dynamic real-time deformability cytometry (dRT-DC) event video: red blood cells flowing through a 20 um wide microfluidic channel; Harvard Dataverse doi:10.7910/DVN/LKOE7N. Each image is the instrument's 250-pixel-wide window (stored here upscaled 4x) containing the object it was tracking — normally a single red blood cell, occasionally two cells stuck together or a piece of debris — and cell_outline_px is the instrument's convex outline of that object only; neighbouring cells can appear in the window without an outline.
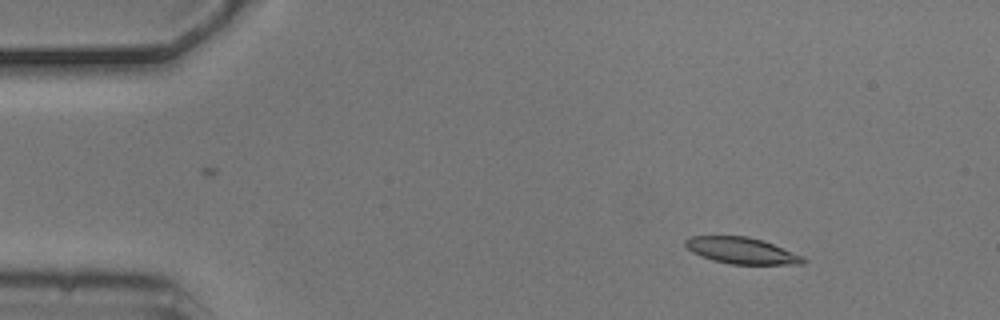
{"species": "common noctule bat (a hibernating species)", "species_latin": "Nyctalus noctula", "temperature_condition": "cold", "stored_images_in_passage": 4, "camera_frame_rate_fps": 3000, "um_per_image_px": 0.085, "animal": {"sex": "male", "body_mass_g": 20.5, "forearm_length_mm": 52.5}, "frame": {"image": 1, "passage_image": 2, "time_ms": 0.333, "image_size_px": [1000, 320], "cell_outline_px": [[808, 260], [804, 264], [732, 264], [712, 260], [700, 256], [692, 252], [684, 244], [684, 240], [692, 236], [748, 236], [772, 244], [804, 256]], "centroid_in_image_um": [63.04, 21.31], "position_along_channel_um": 22.0, "area_um2": 18.03}}